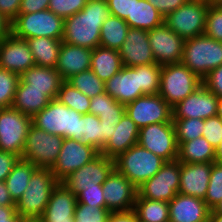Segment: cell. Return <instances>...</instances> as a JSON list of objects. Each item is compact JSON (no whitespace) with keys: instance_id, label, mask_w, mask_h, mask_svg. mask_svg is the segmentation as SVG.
Segmentation results:
<instances>
[{"instance_id":"obj_1","label":"cell","mask_w":222,"mask_h":222,"mask_svg":"<svg viewBox=\"0 0 222 222\" xmlns=\"http://www.w3.org/2000/svg\"><path fill=\"white\" fill-rule=\"evenodd\" d=\"M162 66L153 63L123 66L105 82V92L121 104H128L142 95L158 94Z\"/></svg>"},{"instance_id":"obj_2","label":"cell","mask_w":222,"mask_h":222,"mask_svg":"<svg viewBox=\"0 0 222 222\" xmlns=\"http://www.w3.org/2000/svg\"><path fill=\"white\" fill-rule=\"evenodd\" d=\"M106 0H88L86 6L64 19L62 42L94 50L100 44V30L110 16Z\"/></svg>"},{"instance_id":"obj_3","label":"cell","mask_w":222,"mask_h":222,"mask_svg":"<svg viewBox=\"0 0 222 222\" xmlns=\"http://www.w3.org/2000/svg\"><path fill=\"white\" fill-rule=\"evenodd\" d=\"M82 115L55 99L32 118V124L47 133L80 141Z\"/></svg>"},{"instance_id":"obj_4","label":"cell","mask_w":222,"mask_h":222,"mask_svg":"<svg viewBox=\"0 0 222 222\" xmlns=\"http://www.w3.org/2000/svg\"><path fill=\"white\" fill-rule=\"evenodd\" d=\"M166 161L149 150L135 144L114 158L115 169L137 189L152 178Z\"/></svg>"},{"instance_id":"obj_5","label":"cell","mask_w":222,"mask_h":222,"mask_svg":"<svg viewBox=\"0 0 222 222\" xmlns=\"http://www.w3.org/2000/svg\"><path fill=\"white\" fill-rule=\"evenodd\" d=\"M58 180L48 168H37L22 197L16 201L17 212L25 219L40 218Z\"/></svg>"},{"instance_id":"obj_6","label":"cell","mask_w":222,"mask_h":222,"mask_svg":"<svg viewBox=\"0 0 222 222\" xmlns=\"http://www.w3.org/2000/svg\"><path fill=\"white\" fill-rule=\"evenodd\" d=\"M182 63L200 79L222 65V42L206 34L185 40Z\"/></svg>"},{"instance_id":"obj_7","label":"cell","mask_w":222,"mask_h":222,"mask_svg":"<svg viewBox=\"0 0 222 222\" xmlns=\"http://www.w3.org/2000/svg\"><path fill=\"white\" fill-rule=\"evenodd\" d=\"M202 79L182 62L162 65L158 94L173 108L201 86Z\"/></svg>"},{"instance_id":"obj_8","label":"cell","mask_w":222,"mask_h":222,"mask_svg":"<svg viewBox=\"0 0 222 222\" xmlns=\"http://www.w3.org/2000/svg\"><path fill=\"white\" fill-rule=\"evenodd\" d=\"M64 19L49 9L18 14L11 22V33L21 39L36 37L63 38Z\"/></svg>"},{"instance_id":"obj_9","label":"cell","mask_w":222,"mask_h":222,"mask_svg":"<svg viewBox=\"0 0 222 222\" xmlns=\"http://www.w3.org/2000/svg\"><path fill=\"white\" fill-rule=\"evenodd\" d=\"M63 141L62 136L47 133L31 124L27 132L22 158L38 168L51 169L58 158Z\"/></svg>"},{"instance_id":"obj_10","label":"cell","mask_w":222,"mask_h":222,"mask_svg":"<svg viewBox=\"0 0 222 222\" xmlns=\"http://www.w3.org/2000/svg\"><path fill=\"white\" fill-rule=\"evenodd\" d=\"M209 5L206 1L189 0L164 18V23L184 40L204 34L206 14Z\"/></svg>"},{"instance_id":"obj_11","label":"cell","mask_w":222,"mask_h":222,"mask_svg":"<svg viewBox=\"0 0 222 222\" xmlns=\"http://www.w3.org/2000/svg\"><path fill=\"white\" fill-rule=\"evenodd\" d=\"M32 118L16 109L0 108V151H7L22 158L26 136Z\"/></svg>"},{"instance_id":"obj_12","label":"cell","mask_w":222,"mask_h":222,"mask_svg":"<svg viewBox=\"0 0 222 222\" xmlns=\"http://www.w3.org/2000/svg\"><path fill=\"white\" fill-rule=\"evenodd\" d=\"M181 163L166 161L161 169L138 189L141 198L170 202L179 192Z\"/></svg>"},{"instance_id":"obj_13","label":"cell","mask_w":222,"mask_h":222,"mask_svg":"<svg viewBox=\"0 0 222 222\" xmlns=\"http://www.w3.org/2000/svg\"><path fill=\"white\" fill-rule=\"evenodd\" d=\"M165 161L178 158V142L173 121L150 124L139 129L138 143Z\"/></svg>"},{"instance_id":"obj_14","label":"cell","mask_w":222,"mask_h":222,"mask_svg":"<svg viewBox=\"0 0 222 222\" xmlns=\"http://www.w3.org/2000/svg\"><path fill=\"white\" fill-rule=\"evenodd\" d=\"M125 113L139 129L172 121V107L159 94L140 96L125 105Z\"/></svg>"},{"instance_id":"obj_15","label":"cell","mask_w":222,"mask_h":222,"mask_svg":"<svg viewBox=\"0 0 222 222\" xmlns=\"http://www.w3.org/2000/svg\"><path fill=\"white\" fill-rule=\"evenodd\" d=\"M115 169L114 159L99 153L93 160L72 172L62 183L77 195L82 188H97Z\"/></svg>"},{"instance_id":"obj_16","label":"cell","mask_w":222,"mask_h":222,"mask_svg":"<svg viewBox=\"0 0 222 222\" xmlns=\"http://www.w3.org/2000/svg\"><path fill=\"white\" fill-rule=\"evenodd\" d=\"M99 153L80 141L64 138L58 158L50 169L55 178L62 182L72 172L93 160Z\"/></svg>"},{"instance_id":"obj_17","label":"cell","mask_w":222,"mask_h":222,"mask_svg":"<svg viewBox=\"0 0 222 222\" xmlns=\"http://www.w3.org/2000/svg\"><path fill=\"white\" fill-rule=\"evenodd\" d=\"M148 39L157 64L162 66L182 62L185 40L164 22L148 31Z\"/></svg>"},{"instance_id":"obj_18","label":"cell","mask_w":222,"mask_h":222,"mask_svg":"<svg viewBox=\"0 0 222 222\" xmlns=\"http://www.w3.org/2000/svg\"><path fill=\"white\" fill-rule=\"evenodd\" d=\"M105 208L110 212H124L134 209L137 188L114 169L102 184Z\"/></svg>"},{"instance_id":"obj_19","label":"cell","mask_w":222,"mask_h":222,"mask_svg":"<svg viewBox=\"0 0 222 222\" xmlns=\"http://www.w3.org/2000/svg\"><path fill=\"white\" fill-rule=\"evenodd\" d=\"M218 101L219 98L202 84L172 108V119L206 120L217 116Z\"/></svg>"},{"instance_id":"obj_20","label":"cell","mask_w":222,"mask_h":222,"mask_svg":"<svg viewBox=\"0 0 222 222\" xmlns=\"http://www.w3.org/2000/svg\"><path fill=\"white\" fill-rule=\"evenodd\" d=\"M33 66L35 60L25 39L10 33L0 40V68L20 76Z\"/></svg>"},{"instance_id":"obj_21","label":"cell","mask_w":222,"mask_h":222,"mask_svg":"<svg viewBox=\"0 0 222 222\" xmlns=\"http://www.w3.org/2000/svg\"><path fill=\"white\" fill-rule=\"evenodd\" d=\"M119 54L123 66L134 67L156 63L146 30L129 28Z\"/></svg>"},{"instance_id":"obj_22","label":"cell","mask_w":222,"mask_h":222,"mask_svg":"<svg viewBox=\"0 0 222 222\" xmlns=\"http://www.w3.org/2000/svg\"><path fill=\"white\" fill-rule=\"evenodd\" d=\"M76 204V195L64 183L58 182L51 193L43 215L39 219L42 222H75Z\"/></svg>"},{"instance_id":"obj_23","label":"cell","mask_w":222,"mask_h":222,"mask_svg":"<svg viewBox=\"0 0 222 222\" xmlns=\"http://www.w3.org/2000/svg\"><path fill=\"white\" fill-rule=\"evenodd\" d=\"M168 204L169 222H208L211 209L201 198L177 193Z\"/></svg>"},{"instance_id":"obj_24","label":"cell","mask_w":222,"mask_h":222,"mask_svg":"<svg viewBox=\"0 0 222 222\" xmlns=\"http://www.w3.org/2000/svg\"><path fill=\"white\" fill-rule=\"evenodd\" d=\"M213 163H181L180 194L205 199Z\"/></svg>"},{"instance_id":"obj_25","label":"cell","mask_w":222,"mask_h":222,"mask_svg":"<svg viewBox=\"0 0 222 222\" xmlns=\"http://www.w3.org/2000/svg\"><path fill=\"white\" fill-rule=\"evenodd\" d=\"M91 49L62 42L55 69L64 81L70 77L91 69Z\"/></svg>"},{"instance_id":"obj_26","label":"cell","mask_w":222,"mask_h":222,"mask_svg":"<svg viewBox=\"0 0 222 222\" xmlns=\"http://www.w3.org/2000/svg\"><path fill=\"white\" fill-rule=\"evenodd\" d=\"M139 128L125 113L116 125V130L104 145L100 153L109 158H116L120 153L138 143Z\"/></svg>"},{"instance_id":"obj_27","label":"cell","mask_w":222,"mask_h":222,"mask_svg":"<svg viewBox=\"0 0 222 222\" xmlns=\"http://www.w3.org/2000/svg\"><path fill=\"white\" fill-rule=\"evenodd\" d=\"M64 80L55 68L33 66L20 75V83L28 84V89H36L45 92L55 100Z\"/></svg>"},{"instance_id":"obj_28","label":"cell","mask_w":222,"mask_h":222,"mask_svg":"<svg viewBox=\"0 0 222 222\" xmlns=\"http://www.w3.org/2000/svg\"><path fill=\"white\" fill-rule=\"evenodd\" d=\"M51 101L43 91L28 89V84L18 83L12 108L33 118Z\"/></svg>"},{"instance_id":"obj_29","label":"cell","mask_w":222,"mask_h":222,"mask_svg":"<svg viewBox=\"0 0 222 222\" xmlns=\"http://www.w3.org/2000/svg\"><path fill=\"white\" fill-rule=\"evenodd\" d=\"M178 142L180 163H214L216 149L203 137Z\"/></svg>"},{"instance_id":"obj_30","label":"cell","mask_w":222,"mask_h":222,"mask_svg":"<svg viewBox=\"0 0 222 222\" xmlns=\"http://www.w3.org/2000/svg\"><path fill=\"white\" fill-rule=\"evenodd\" d=\"M91 70L106 82L123 67L118 50L97 46L91 54Z\"/></svg>"},{"instance_id":"obj_31","label":"cell","mask_w":222,"mask_h":222,"mask_svg":"<svg viewBox=\"0 0 222 222\" xmlns=\"http://www.w3.org/2000/svg\"><path fill=\"white\" fill-rule=\"evenodd\" d=\"M25 40L33 54L36 66L48 68L56 67L62 39L36 37Z\"/></svg>"},{"instance_id":"obj_32","label":"cell","mask_w":222,"mask_h":222,"mask_svg":"<svg viewBox=\"0 0 222 222\" xmlns=\"http://www.w3.org/2000/svg\"><path fill=\"white\" fill-rule=\"evenodd\" d=\"M130 28L150 31L164 22V17L147 0H135L131 17L125 19Z\"/></svg>"},{"instance_id":"obj_33","label":"cell","mask_w":222,"mask_h":222,"mask_svg":"<svg viewBox=\"0 0 222 222\" xmlns=\"http://www.w3.org/2000/svg\"><path fill=\"white\" fill-rule=\"evenodd\" d=\"M33 163L19 158L5 180L8 192L16 203L25 192L33 172L37 169Z\"/></svg>"},{"instance_id":"obj_34","label":"cell","mask_w":222,"mask_h":222,"mask_svg":"<svg viewBox=\"0 0 222 222\" xmlns=\"http://www.w3.org/2000/svg\"><path fill=\"white\" fill-rule=\"evenodd\" d=\"M129 28L124 19L110 15L101 26L99 46L119 51Z\"/></svg>"},{"instance_id":"obj_35","label":"cell","mask_w":222,"mask_h":222,"mask_svg":"<svg viewBox=\"0 0 222 222\" xmlns=\"http://www.w3.org/2000/svg\"><path fill=\"white\" fill-rule=\"evenodd\" d=\"M138 222H169V204L136 196L134 209Z\"/></svg>"},{"instance_id":"obj_36","label":"cell","mask_w":222,"mask_h":222,"mask_svg":"<svg viewBox=\"0 0 222 222\" xmlns=\"http://www.w3.org/2000/svg\"><path fill=\"white\" fill-rule=\"evenodd\" d=\"M60 103L68 106L81 114H88L90 108V101L87 95L73 87L67 81H63L58 91L56 98Z\"/></svg>"},{"instance_id":"obj_37","label":"cell","mask_w":222,"mask_h":222,"mask_svg":"<svg viewBox=\"0 0 222 222\" xmlns=\"http://www.w3.org/2000/svg\"><path fill=\"white\" fill-rule=\"evenodd\" d=\"M82 134L80 142L100 153L103 149V129L99 117L89 113L82 115Z\"/></svg>"},{"instance_id":"obj_38","label":"cell","mask_w":222,"mask_h":222,"mask_svg":"<svg viewBox=\"0 0 222 222\" xmlns=\"http://www.w3.org/2000/svg\"><path fill=\"white\" fill-rule=\"evenodd\" d=\"M67 82L89 98L105 92V82H103L91 69L70 77Z\"/></svg>"},{"instance_id":"obj_39","label":"cell","mask_w":222,"mask_h":222,"mask_svg":"<svg viewBox=\"0 0 222 222\" xmlns=\"http://www.w3.org/2000/svg\"><path fill=\"white\" fill-rule=\"evenodd\" d=\"M177 141H190L202 136L204 120L197 118L172 119Z\"/></svg>"},{"instance_id":"obj_40","label":"cell","mask_w":222,"mask_h":222,"mask_svg":"<svg viewBox=\"0 0 222 222\" xmlns=\"http://www.w3.org/2000/svg\"><path fill=\"white\" fill-rule=\"evenodd\" d=\"M20 76L0 68V108L12 106Z\"/></svg>"},{"instance_id":"obj_41","label":"cell","mask_w":222,"mask_h":222,"mask_svg":"<svg viewBox=\"0 0 222 222\" xmlns=\"http://www.w3.org/2000/svg\"><path fill=\"white\" fill-rule=\"evenodd\" d=\"M213 210L222 201V164L214 162L211 168L207 194L204 199Z\"/></svg>"},{"instance_id":"obj_42","label":"cell","mask_w":222,"mask_h":222,"mask_svg":"<svg viewBox=\"0 0 222 222\" xmlns=\"http://www.w3.org/2000/svg\"><path fill=\"white\" fill-rule=\"evenodd\" d=\"M110 211L107 208L77 203L74 214L75 222H106Z\"/></svg>"},{"instance_id":"obj_43","label":"cell","mask_w":222,"mask_h":222,"mask_svg":"<svg viewBox=\"0 0 222 222\" xmlns=\"http://www.w3.org/2000/svg\"><path fill=\"white\" fill-rule=\"evenodd\" d=\"M204 34L209 38L222 42V9L219 6H209Z\"/></svg>"},{"instance_id":"obj_44","label":"cell","mask_w":222,"mask_h":222,"mask_svg":"<svg viewBox=\"0 0 222 222\" xmlns=\"http://www.w3.org/2000/svg\"><path fill=\"white\" fill-rule=\"evenodd\" d=\"M88 0H50L48 9L63 19L81 11Z\"/></svg>"},{"instance_id":"obj_45","label":"cell","mask_w":222,"mask_h":222,"mask_svg":"<svg viewBox=\"0 0 222 222\" xmlns=\"http://www.w3.org/2000/svg\"><path fill=\"white\" fill-rule=\"evenodd\" d=\"M202 136L216 149L222 141V119L214 116L204 120Z\"/></svg>"},{"instance_id":"obj_46","label":"cell","mask_w":222,"mask_h":222,"mask_svg":"<svg viewBox=\"0 0 222 222\" xmlns=\"http://www.w3.org/2000/svg\"><path fill=\"white\" fill-rule=\"evenodd\" d=\"M76 197L77 203L105 208L102 185H97V188H82V191H80Z\"/></svg>"},{"instance_id":"obj_47","label":"cell","mask_w":222,"mask_h":222,"mask_svg":"<svg viewBox=\"0 0 222 222\" xmlns=\"http://www.w3.org/2000/svg\"><path fill=\"white\" fill-rule=\"evenodd\" d=\"M203 85L214 93L219 99H222V65L211 70L202 80Z\"/></svg>"},{"instance_id":"obj_48","label":"cell","mask_w":222,"mask_h":222,"mask_svg":"<svg viewBox=\"0 0 222 222\" xmlns=\"http://www.w3.org/2000/svg\"><path fill=\"white\" fill-rule=\"evenodd\" d=\"M106 1L111 15L117 16L120 19L124 20L127 17H131L135 0H106Z\"/></svg>"},{"instance_id":"obj_49","label":"cell","mask_w":222,"mask_h":222,"mask_svg":"<svg viewBox=\"0 0 222 222\" xmlns=\"http://www.w3.org/2000/svg\"><path fill=\"white\" fill-rule=\"evenodd\" d=\"M116 102L109 94L103 92L97 96H93L90 101L89 114L100 115V112L105 109H113V104Z\"/></svg>"},{"instance_id":"obj_50","label":"cell","mask_w":222,"mask_h":222,"mask_svg":"<svg viewBox=\"0 0 222 222\" xmlns=\"http://www.w3.org/2000/svg\"><path fill=\"white\" fill-rule=\"evenodd\" d=\"M124 114L125 105L116 101L113 104V109H105L104 111L100 112V115L98 117L100 119V122L117 124Z\"/></svg>"},{"instance_id":"obj_51","label":"cell","mask_w":222,"mask_h":222,"mask_svg":"<svg viewBox=\"0 0 222 222\" xmlns=\"http://www.w3.org/2000/svg\"><path fill=\"white\" fill-rule=\"evenodd\" d=\"M165 18L169 13L175 11L189 0H147Z\"/></svg>"},{"instance_id":"obj_52","label":"cell","mask_w":222,"mask_h":222,"mask_svg":"<svg viewBox=\"0 0 222 222\" xmlns=\"http://www.w3.org/2000/svg\"><path fill=\"white\" fill-rule=\"evenodd\" d=\"M19 158L20 157L14 153L0 151V181L6 180Z\"/></svg>"},{"instance_id":"obj_53","label":"cell","mask_w":222,"mask_h":222,"mask_svg":"<svg viewBox=\"0 0 222 222\" xmlns=\"http://www.w3.org/2000/svg\"><path fill=\"white\" fill-rule=\"evenodd\" d=\"M21 0H0V15L12 22L19 14Z\"/></svg>"},{"instance_id":"obj_54","label":"cell","mask_w":222,"mask_h":222,"mask_svg":"<svg viewBox=\"0 0 222 222\" xmlns=\"http://www.w3.org/2000/svg\"><path fill=\"white\" fill-rule=\"evenodd\" d=\"M50 0H21L19 14H27L47 10Z\"/></svg>"},{"instance_id":"obj_55","label":"cell","mask_w":222,"mask_h":222,"mask_svg":"<svg viewBox=\"0 0 222 222\" xmlns=\"http://www.w3.org/2000/svg\"><path fill=\"white\" fill-rule=\"evenodd\" d=\"M106 222H138L134 210L124 212H111Z\"/></svg>"},{"instance_id":"obj_56","label":"cell","mask_w":222,"mask_h":222,"mask_svg":"<svg viewBox=\"0 0 222 222\" xmlns=\"http://www.w3.org/2000/svg\"><path fill=\"white\" fill-rule=\"evenodd\" d=\"M0 205L1 206H15V202L11 198L5 181H0Z\"/></svg>"},{"instance_id":"obj_57","label":"cell","mask_w":222,"mask_h":222,"mask_svg":"<svg viewBox=\"0 0 222 222\" xmlns=\"http://www.w3.org/2000/svg\"><path fill=\"white\" fill-rule=\"evenodd\" d=\"M17 213L15 206L0 205V222H11V218Z\"/></svg>"},{"instance_id":"obj_58","label":"cell","mask_w":222,"mask_h":222,"mask_svg":"<svg viewBox=\"0 0 222 222\" xmlns=\"http://www.w3.org/2000/svg\"><path fill=\"white\" fill-rule=\"evenodd\" d=\"M102 123V129H103V147L109 140V138L112 136L113 131L116 130V125L115 123Z\"/></svg>"},{"instance_id":"obj_59","label":"cell","mask_w":222,"mask_h":222,"mask_svg":"<svg viewBox=\"0 0 222 222\" xmlns=\"http://www.w3.org/2000/svg\"><path fill=\"white\" fill-rule=\"evenodd\" d=\"M11 33V22L4 16L0 15V40L4 39Z\"/></svg>"},{"instance_id":"obj_60","label":"cell","mask_w":222,"mask_h":222,"mask_svg":"<svg viewBox=\"0 0 222 222\" xmlns=\"http://www.w3.org/2000/svg\"><path fill=\"white\" fill-rule=\"evenodd\" d=\"M208 222H222V214L217 213L214 209L211 210Z\"/></svg>"},{"instance_id":"obj_61","label":"cell","mask_w":222,"mask_h":222,"mask_svg":"<svg viewBox=\"0 0 222 222\" xmlns=\"http://www.w3.org/2000/svg\"><path fill=\"white\" fill-rule=\"evenodd\" d=\"M215 162L222 164V141L220 142L219 146L216 148Z\"/></svg>"},{"instance_id":"obj_62","label":"cell","mask_w":222,"mask_h":222,"mask_svg":"<svg viewBox=\"0 0 222 222\" xmlns=\"http://www.w3.org/2000/svg\"><path fill=\"white\" fill-rule=\"evenodd\" d=\"M23 218L18 212L11 218V222H24Z\"/></svg>"},{"instance_id":"obj_63","label":"cell","mask_w":222,"mask_h":222,"mask_svg":"<svg viewBox=\"0 0 222 222\" xmlns=\"http://www.w3.org/2000/svg\"><path fill=\"white\" fill-rule=\"evenodd\" d=\"M209 6H222V0H205Z\"/></svg>"},{"instance_id":"obj_64","label":"cell","mask_w":222,"mask_h":222,"mask_svg":"<svg viewBox=\"0 0 222 222\" xmlns=\"http://www.w3.org/2000/svg\"><path fill=\"white\" fill-rule=\"evenodd\" d=\"M217 116L222 119V99H219L217 104Z\"/></svg>"},{"instance_id":"obj_65","label":"cell","mask_w":222,"mask_h":222,"mask_svg":"<svg viewBox=\"0 0 222 222\" xmlns=\"http://www.w3.org/2000/svg\"><path fill=\"white\" fill-rule=\"evenodd\" d=\"M214 210L217 213L222 214V201L214 208Z\"/></svg>"},{"instance_id":"obj_66","label":"cell","mask_w":222,"mask_h":222,"mask_svg":"<svg viewBox=\"0 0 222 222\" xmlns=\"http://www.w3.org/2000/svg\"><path fill=\"white\" fill-rule=\"evenodd\" d=\"M24 222H42V221L38 218H33V219H25Z\"/></svg>"}]
</instances>
